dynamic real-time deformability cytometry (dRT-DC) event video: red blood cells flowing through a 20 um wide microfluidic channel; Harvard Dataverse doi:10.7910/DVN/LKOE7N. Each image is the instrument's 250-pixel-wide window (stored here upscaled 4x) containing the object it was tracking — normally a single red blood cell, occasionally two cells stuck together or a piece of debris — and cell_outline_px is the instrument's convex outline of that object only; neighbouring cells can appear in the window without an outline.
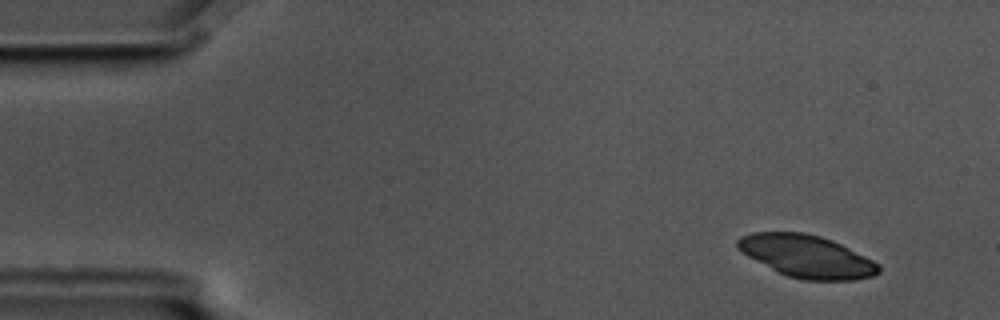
{"species": "common noctule bat (a hibernating species)", "species_latin": "Nyctalus noctula", "temperature_condition": "cold", "stored_images_in_passage": 56, "camera_frame_rate_fps": 3000, "um_per_image_px": 0.085, "animal": {"sex": "male", "body_mass_g": 17.5, "forearm_length_mm": 52.3}, "frame": {"image": 1, "passage_image": 5, "time_ms": 1.333, "image_size_px": [1000, 320], "cell_outline_px": [[880, 272], [872, 276], [856, 280], [804, 280], [788, 276], [740, 252], [736, 248], [736, 240], [740, 236], [752, 232], [804, 232], [820, 236], [832, 240], [880, 264]], "centroid_in_image_um": [68.56, 21.78], "position_along_channel_um": 16.4, "area_um2": 34.68}}